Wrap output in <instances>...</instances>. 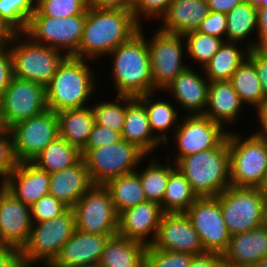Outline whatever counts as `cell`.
<instances>
[{
    "label": "cell",
    "instance_id": "1",
    "mask_svg": "<svg viewBox=\"0 0 267 267\" xmlns=\"http://www.w3.org/2000/svg\"><path fill=\"white\" fill-rule=\"evenodd\" d=\"M140 27L132 10L88 7L83 35L74 57L95 63L130 40Z\"/></svg>",
    "mask_w": 267,
    "mask_h": 267
},
{
    "label": "cell",
    "instance_id": "2",
    "mask_svg": "<svg viewBox=\"0 0 267 267\" xmlns=\"http://www.w3.org/2000/svg\"><path fill=\"white\" fill-rule=\"evenodd\" d=\"M142 26L108 55L112 58L111 80L116 95L138 97L153 92L150 54Z\"/></svg>",
    "mask_w": 267,
    "mask_h": 267
},
{
    "label": "cell",
    "instance_id": "3",
    "mask_svg": "<svg viewBox=\"0 0 267 267\" xmlns=\"http://www.w3.org/2000/svg\"><path fill=\"white\" fill-rule=\"evenodd\" d=\"M88 63L90 64L87 59L74 56L64 58L51 81L45 86L48 109L57 113L92 105L90 101L97 89L98 74L95 75L94 69Z\"/></svg>",
    "mask_w": 267,
    "mask_h": 267
},
{
    "label": "cell",
    "instance_id": "4",
    "mask_svg": "<svg viewBox=\"0 0 267 267\" xmlns=\"http://www.w3.org/2000/svg\"><path fill=\"white\" fill-rule=\"evenodd\" d=\"M175 165L198 197H217L231 186L228 136L219 147L182 157Z\"/></svg>",
    "mask_w": 267,
    "mask_h": 267
},
{
    "label": "cell",
    "instance_id": "5",
    "mask_svg": "<svg viewBox=\"0 0 267 267\" xmlns=\"http://www.w3.org/2000/svg\"><path fill=\"white\" fill-rule=\"evenodd\" d=\"M74 231L75 216L72 208L59 217L33 223L28 243L21 249L23 267H33L39 262L44 264L43 267H49Z\"/></svg>",
    "mask_w": 267,
    "mask_h": 267
},
{
    "label": "cell",
    "instance_id": "6",
    "mask_svg": "<svg viewBox=\"0 0 267 267\" xmlns=\"http://www.w3.org/2000/svg\"><path fill=\"white\" fill-rule=\"evenodd\" d=\"M243 136L240 132L228 133L230 184L258 188L267 164V142L256 132Z\"/></svg>",
    "mask_w": 267,
    "mask_h": 267
},
{
    "label": "cell",
    "instance_id": "7",
    "mask_svg": "<svg viewBox=\"0 0 267 267\" xmlns=\"http://www.w3.org/2000/svg\"><path fill=\"white\" fill-rule=\"evenodd\" d=\"M8 47L12 55L13 76L44 86L51 81L66 57L57 49L34 43L24 33H16Z\"/></svg>",
    "mask_w": 267,
    "mask_h": 267
},
{
    "label": "cell",
    "instance_id": "8",
    "mask_svg": "<svg viewBox=\"0 0 267 267\" xmlns=\"http://www.w3.org/2000/svg\"><path fill=\"white\" fill-rule=\"evenodd\" d=\"M81 154L93 184L102 185L113 178L135 172L143 159L147 160V155L140 148L123 139L113 145L83 148Z\"/></svg>",
    "mask_w": 267,
    "mask_h": 267
},
{
    "label": "cell",
    "instance_id": "9",
    "mask_svg": "<svg viewBox=\"0 0 267 267\" xmlns=\"http://www.w3.org/2000/svg\"><path fill=\"white\" fill-rule=\"evenodd\" d=\"M216 198L231 236L264 225L267 194L260 188L229 186Z\"/></svg>",
    "mask_w": 267,
    "mask_h": 267
},
{
    "label": "cell",
    "instance_id": "10",
    "mask_svg": "<svg viewBox=\"0 0 267 267\" xmlns=\"http://www.w3.org/2000/svg\"><path fill=\"white\" fill-rule=\"evenodd\" d=\"M146 37L151 63L153 92L163 93L166 87L186 68V42L183 35L169 34L157 29ZM148 38V39H147Z\"/></svg>",
    "mask_w": 267,
    "mask_h": 267
},
{
    "label": "cell",
    "instance_id": "11",
    "mask_svg": "<svg viewBox=\"0 0 267 267\" xmlns=\"http://www.w3.org/2000/svg\"><path fill=\"white\" fill-rule=\"evenodd\" d=\"M87 10L66 18L31 16L24 32L34 43L45 45L74 56L83 35Z\"/></svg>",
    "mask_w": 267,
    "mask_h": 267
},
{
    "label": "cell",
    "instance_id": "12",
    "mask_svg": "<svg viewBox=\"0 0 267 267\" xmlns=\"http://www.w3.org/2000/svg\"><path fill=\"white\" fill-rule=\"evenodd\" d=\"M72 210L76 230L89 234L117 235L119 214L104 185L93 184Z\"/></svg>",
    "mask_w": 267,
    "mask_h": 267
},
{
    "label": "cell",
    "instance_id": "13",
    "mask_svg": "<svg viewBox=\"0 0 267 267\" xmlns=\"http://www.w3.org/2000/svg\"><path fill=\"white\" fill-rule=\"evenodd\" d=\"M47 108L45 86L29 80L12 77L0 97V116L4 128L29 119Z\"/></svg>",
    "mask_w": 267,
    "mask_h": 267
},
{
    "label": "cell",
    "instance_id": "14",
    "mask_svg": "<svg viewBox=\"0 0 267 267\" xmlns=\"http://www.w3.org/2000/svg\"><path fill=\"white\" fill-rule=\"evenodd\" d=\"M173 133L177 153L172 162L180 158L219 147L228 136L229 131L203 115H183ZM181 121V122H180Z\"/></svg>",
    "mask_w": 267,
    "mask_h": 267
},
{
    "label": "cell",
    "instance_id": "15",
    "mask_svg": "<svg viewBox=\"0 0 267 267\" xmlns=\"http://www.w3.org/2000/svg\"><path fill=\"white\" fill-rule=\"evenodd\" d=\"M9 129L18 162H32L59 136L58 116L54 111L46 109L38 115L14 124Z\"/></svg>",
    "mask_w": 267,
    "mask_h": 267
},
{
    "label": "cell",
    "instance_id": "16",
    "mask_svg": "<svg viewBox=\"0 0 267 267\" xmlns=\"http://www.w3.org/2000/svg\"><path fill=\"white\" fill-rule=\"evenodd\" d=\"M185 214L198 233L205 251L222 254L227 249L231 234L216 197H198Z\"/></svg>",
    "mask_w": 267,
    "mask_h": 267
},
{
    "label": "cell",
    "instance_id": "17",
    "mask_svg": "<svg viewBox=\"0 0 267 267\" xmlns=\"http://www.w3.org/2000/svg\"><path fill=\"white\" fill-rule=\"evenodd\" d=\"M152 248L193 255L206 252L190 219L185 213H163Z\"/></svg>",
    "mask_w": 267,
    "mask_h": 267
},
{
    "label": "cell",
    "instance_id": "18",
    "mask_svg": "<svg viewBox=\"0 0 267 267\" xmlns=\"http://www.w3.org/2000/svg\"><path fill=\"white\" fill-rule=\"evenodd\" d=\"M30 207L3 188L0 191V244L22 249L30 237Z\"/></svg>",
    "mask_w": 267,
    "mask_h": 267
},
{
    "label": "cell",
    "instance_id": "19",
    "mask_svg": "<svg viewBox=\"0 0 267 267\" xmlns=\"http://www.w3.org/2000/svg\"><path fill=\"white\" fill-rule=\"evenodd\" d=\"M163 211L154 201H145L119 213L117 234L150 245L156 236Z\"/></svg>",
    "mask_w": 267,
    "mask_h": 267
},
{
    "label": "cell",
    "instance_id": "20",
    "mask_svg": "<svg viewBox=\"0 0 267 267\" xmlns=\"http://www.w3.org/2000/svg\"><path fill=\"white\" fill-rule=\"evenodd\" d=\"M190 66L181 72L164 90L174 98V104L188 112L187 115H203L208 103L209 81L203 68L198 73ZM203 71V73H202ZM203 74V75H202Z\"/></svg>",
    "mask_w": 267,
    "mask_h": 267
},
{
    "label": "cell",
    "instance_id": "21",
    "mask_svg": "<svg viewBox=\"0 0 267 267\" xmlns=\"http://www.w3.org/2000/svg\"><path fill=\"white\" fill-rule=\"evenodd\" d=\"M50 174L32 162H21L4 181V188L31 207L49 194Z\"/></svg>",
    "mask_w": 267,
    "mask_h": 267
},
{
    "label": "cell",
    "instance_id": "22",
    "mask_svg": "<svg viewBox=\"0 0 267 267\" xmlns=\"http://www.w3.org/2000/svg\"><path fill=\"white\" fill-rule=\"evenodd\" d=\"M110 237L112 236L83 233L75 229L49 267H77L99 263Z\"/></svg>",
    "mask_w": 267,
    "mask_h": 267
},
{
    "label": "cell",
    "instance_id": "23",
    "mask_svg": "<svg viewBox=\"0 0 267 267\" xmlns=\"http://www.w3.org/2000/svg\"><path fill=\"white\" fill-rule=\"evenodd\" d=\"M244 106L229 80L211 81L203 116L227 128L239 121Z\"/></svg>",
    "mask_w": 267,
    "mask_h": 267
},
{
    "label": "cell",
    "instance_id": "24",
    "mask_svg": "<svg viewBox=\"0 0 267 267\" xmlns=\"http://www.w3.org/2000/svg\"><path fill=\"white\" fill-rule=\"evenodd\" d=\"M210 13L207 0H172L159 19L158 29L169 34L184 35L197 30Z\"/></svg>",
    "mask_w": 267,
    "mask_h": 267
},
{
    "label": "cell",
    "instance_id": "25",
    "mask_svg": "<svg viewBox=\"0 0 267 267\" xmlns=\"http://www.w3.org/2000/svg\"><path fill=\"white\" fill-rule=\"evenodd\" d=\"M93 185L85 161L50 174L49 194L72 208Z\"/></svg>",
    "mask_w": 267,
    "mask_h": 267
},
{
    "label": "cell",
    "instance_id": "26",
    "mask_svg": "<svg viewBox=\"0 0 267 267\" xmlns=\"http://www.w3.org/2000/svg\"><path fill=\"white\" fill-rule=\"evenodd\" d=\"M267 257V226L231 236L222 259L235 265L251 267Z\"/></svg>",
    "mask_w": 267,
    "mask_h": 267
},
{
    "label": "cell",
    "instance_id": "27",
    "mask_svg": "<svg viewBox=\"0 0 267 267\" xmlns=\"http://www.w3.org/2000/svg\"><path fill=\"white\" fill-rule=\"evenodd\" d=\"M123 140L135 144L147 156L163 143L152 133L144 104L134 97L126 105L124 127L121 133Z\"/></svg>",
    "mask_w": 267,
    "mask_h": 267
},
{
    "label": "cell",
    "instance_id": "28",
    "mask_svg": "<svg viewBox=\"0 0 267 267\" xmlns=\"http://www.w3.org/2000/svg\"><path fill=\"white\" fill-rule=\"evenodd\" d=\"M157 92L140 95L137 98L144 104L152 133L165 145L171 144L169 135L178 127L179 110L169 100L155 99ZM154 97V98H153ZM155 99V100H154ZM174 130V131H173ZM171 131V133L169 132ZM169 142V143H168Z\"/></svg>",
    "mask_w": 267,
    "mask_h": 267
},
{
    "label": "cell",
    "instance_id": "29",
    "mask_svg": "<svg viewBox=\"0 0 267 267\" xmlns=\"http://www.w3.org/2000/svg\"><path fill=\"white\" fill-rule=\"evenodd\" d=\"M56 114L59 136L81 151L86 146L95 124V115L91 105L62 110Z\"/></svg>",
    "mask_w": 267,
    "mask_h": 267
},
{
    "label": "cell",
    "instance_id": "30",
    "mask_svg": "<svg viewBox=\"0 0 267 267\" xmlns=\"http://www.w3.org/2000/svg\"><path fill=\"white\" fill-rule=\"evenodd\" d=\"M147 246L120 235L112 236L104 246L101 267H145Z\"/></svg>",
    "mask_w": 267,
    "mask_h": 267
},
{
    "label": "cell",
    "instance_id": "31",
    "mask_svg": "<svg viewBox=\"0 0 267 267\" xmlns=\"http://www.w3.org/2000/svg\"><path fill=\"white\" fill-rule=\"evenodd\" d=\"M257 28L258 10L245 1L227 13L226 42L241 44L245 42V47L254 49L256 39H251L250 36L257 33Z\"/></svg>",
    "mask_w": 267,
    "mask_h": 267
},
{
    "label": "cell",
    "instance_id": "32",
    "mask_svg": "<svg viewBox=\"0 0 267 267\" xmlns=\"http://www.w3.org/2000/svg\"><path fill=\"white\" fill-rule=\"evenodd\" d=\"M245 44L224 42L214 57L203 68L209 82L230 80L237 68L248 58L249 48Z\"/></svg>",
    "mask_w": 267,
    "mask_h": 267
},
{
    "label": "cell",
    "instance_id": "33",
    "mask_svg": "<svg viewBox=\"0 0 267 267\" xmlns=\"http://www.w3.org/2000/svg\"><path fill=\"white\" fill-rule=\"evenodd\" d=\"M104 186L110 193L117 213L147 201L138 173L132 172L107 181Z\"/></svg>",
    "mask_w": 267,
    "mask_h": 267
},
{
    "label": "cell",
    "instance_id": "34",
    "mask_svg": "<svg viewBox=\"0 0 267 267\" xmlns=\"http://www.w3.org/2000/svg\"><path fill=\"white\" fill-rule=\"evenodd\" d=\"M82 158L81 151L58 136L48 144L32 161L49 174L69 168Z\"/></svg>",
    "mask_w": 267,
    "mask_h": 267
},
{
    "label": "cell",
    "instance_id": "35",
    "mask_svg": "<svg viewBox=\"0 0 267 267\" xmlns=\"http://www.w3.org/2000/svg\"><path fill=\"white\" fill-rule=\"evenodd\" d=\"M233 89L237 92L241 102L255 108V112L261 109L267 101L264 99L262 86L254 68L253 62L246 58L237 68L229 80ZM248 104V105H247Z\"/></svg>",
    "mask_w": 267,
    "mask_h": 267
},
{
    "label": "cell",
    "instance_id": "36",
    "mask_svg": "<svg viewBox=\"0 0 267 267\" xmlns=\"http://www.w3.org/2000/svg\"><path fill=\"white\" fill-rule=\"evenodd\" d=\"M151 158L153 159H149L148 165L142 171L137 169L136 172L140 177L147 200L161 204L164 199L169 175L176 168V165L169 158H167L166 164H163L161 159L159 160L157 157Z\"/></svg>",
    "mask_w": 267,
    "mask_h": 267
},
{
    "label": "cell",
    "instance_id": "37",
    "mask_svg": "<svg viewBox=\"0 0 267 267\" xmlns=\"http://www.w3.org/2000/svg\"><path fill=\"white\" fill-rule=\"evenodd\" d=\"M198 198L185 176L175 168L169 175L163 202V213H185Z\"/></svg>",
    "mask_w": 267,
    "mask_h": 267
},
{
    "label": "cell",
    "instance_id": "38",
    "mask_svg": "<svg viewBox=\"0 0 267 267\" xmlns=\"http://www.w3.org/2000/svg\"><path fill=\"white\" fill-rule=\"evenodd\" d=\"M186 42L187 57L196 61L201 68H204L214 57L225 40L215 36L198 32L197 30L183 35ZM202 66V67H201Z\"/></svg>",
    "mask_w": 267,
    "mask_h": 267
},
{
    "label": "cell",
    "instance_id": "39",
    "mask_svg": "<svg viewBox=\"0 0 267 267\" xmlns=\"http://www.w3.org/2000/svg\"><path fill=\"white\" fill-rule=\"evenodd\" d=\"M132 96L116 95L115 100L96 102L91 107L95 115V123L122 133L126 105L133 99Z\"/></svg>",
    "mask_w": 267,
    "mask_h": 267
},
{
    "label": "cell",
    "instance_id": "40",
    "mask_svg": "<svg viewBox=\"0 0 267 267\" xmlns=\"http://www.w3.org/2000/svg\"><path fill=\"white\" fill-rule=\"evenodd\" d=\"M36 10V0H0V17L16 33H24Z\"/></svg>",
    "mask_w": 267,
    "mask_h": 267
},
{
    "label": "cell",
    "instance_id": "41",
    "mask_svg": "<svg viewBox=\"0 0 267 267\" xmlns=\"http://www.w3.org/2000/svg\"><path fill=\"white\" fill-rule=\"evenodd\" d=\"M87 8L86 0H36V10L32 16L66 18L81 15Z\"/></svg>",
    "mask_w": 267,
    "mask_h": 267
},
{
    "label": "cell",
    "instance_id": "42",
    "mask_svg": "<svg viewBox=\"0 0 267 267\" xmlns=\"http://www.w3.org/2000/svg\"><path fill=\"white\" fill-rule=\"evenodd\" d=\"M194 255L186 252L160 250L147 246L145 267H189Z\"/></svg>",
    "mask_w": 267,
    "mask_h": 267
},
{
    "label": "cell",
    "instance_id": "43",
    "mask_svg": "<svg viewBox=\"0 0 267 267\" xmlns=\"http://www.w3.org/2000/svg\"><path fill=\"white\" fill-rule=\"evenodd\" d=\"M69 207L48 194L30 207L32 223L44 222L63 215Z\"/></svg>",
    "mask_w": 267,
    "mask_h": 267
},
{
    "label": "cell",
    "instance_id": "44",
    "mask_svg": "<svg viewBox=\"0 0 267 267\" xmlns=\"http://www.w3.org/2000/svg\"><path fill=\"white\" fill-rule=\"evenodd\" d=\"M18 164L11 131L3 128L0 131V182H4Z\"/></svg>",
    "mask_w": 267,
    "mask_h": 267
},
{
    "label": "cell",
    "instance_id": "45",
    "mask_svg": "<svg viewBox=\"0 0 267 267\" xmlns=\"http://www.w3.org/2000/svg\"><path fill=\"white\" fill-rule=\"evenodd\" d=\"M171 2L172 0H135L131 10L135 19L141 25H144L141 22L143 19L150 20V22L154 21V19L157 20V18L160 19Z\"/></svg>",
    "mask_w": 267,
    "mask_h": 267
},
{
    "label": "cell",
    "instance_id": "46",
    "mask_svg": "<svg viewBox=\"0 0 267 267\" xmlns=\"http://www.w3.org/2000/svg\"><path fill=\"white\" fill-rule=\"evenodd\" d=\"M197 31L218 37L226 42L227 14L210 11L206 18L201 22Z\"/></svg>",
    "mask_w": 267,
    "mask_h": 267
},
{
    "label": "cell",
    "instance_id": "47",
    "mask_svg": "<svg viewBox=\"0 0 267 267\" xmlns=\"http://www.w3.org/2000/svg\"><path fill=\"white\" fill-rule=\"evenodd\" d=\"M122 140L121 133L104 127L97 123L94 124L88 142L84 148H96L105 145H113Z\"/></svg>",
    "mask_w": 267,
    "mask_h": 267
},
{
    "label": "cell",
    "instance_id": "48",
    "mask_svg": "<svg viewBox=\"0 0 267 267\" xmlns=\"http://www.w3.org/2000/svg\"><path fill=\"white\" fill-rule=\"evenodd\" d=\"M248 58L253 62L262 86L264 99L267 101V49H250Z\"/></svg>",
    "mask_w": 267,
    "mask_h": 267
},
{
    "label": "cell",
    "instance_id": "49",
    "mask_svg": "<svg viewBox=\"0 0 267 267\" xmlns=\"http://www.w3.org/2000/svg\"><path fill=\"white\" fill-rule=\"evenodd\" d=\"M13 77V61L8 45L0 46V97Z\"/></svg>",
    "mask_w": 267,
    "mask_h": 267
},
{
    "label": "cell",
    "instance_id": "50",
    "mask_svg": "<svg viewBox=\"0 0 267 267\" xmlns=\"http://www.w3.org/2000/svg\"><path fill=\"white\" fill-rule=\"evenodd\" d=\"M0 267H23L21 263V250L0 244Z\"/></svg>",
    "mask_w": 267,
    "mask_h": 267
},
{
    "label": "cell",
    "instance_id": "51",
    "mask_svg": "<svg viewBox=\"0 0 267 267\" xmlns=\"http://www.w3.org/2000/svg\"><path fill=\"white\" fill-rule=\"evenodd\" d=\"M258 28L256 39L257 49H267V5H261L258 9Z\"/></svg>",
    "mask_w": 267,
    "mask_h": 267
},
{
    "label": "cell",
    "instance_id": "52",
    "mask_svg": "<svg viewBox=\"0 0 267 267\" xmlns=\"http://www.w3.org/2000/svg\"><path fill=\"white\" fill-rule=\"evenodd\" d=\"M222 254L217 252H204L194 255L191 259L189 267H220Z\"/></svg>",
    "mask_w": 267,
    "mask_h": 267
},
{
    "label": "cell",
    "instance_id": "53",
    "mask_svg": "<svg viewBox=\"0 0 267 267\" xmlns=\"http://www.w3.org/2000/svg\"><path fill=\"white\" fill-rule=\"evenodd\" d=\"M135 0H86L92 8H119L131 10Z\"/></svg>",
    "mask_w": 267,
    "mask_h": 267
},
{
    "label": "cell",
    "instance_id": "54",
    "mask_svg": "<svg viewBox=\"0 0 267 267\" xmlns=\"http://www.w3.org/2000/svg\"><path fill=\"white\" fill-rule=\"evenodd\" d=\"M245 0H207L208 7L212 12L227 14Z\"/></svg>",
    "mask_w": 267,
    "mask_h": 267
},
{
    "label": "cell",
    "instance_id": "55",
    "mask_svg": "<svg viewBox=\"0 0 267 267\" xmlns=\"http://www.w3.org/2000/svg\"><path fill=\"white\" fill-rule=\"evenodd\" d=\"M257 122L260 123L258 124V126L260 125V128L257 129L255 127V132L264 140L267 142V103L261 108L259 109L256 114Z\"/></svg>",
    "mask_w": 267,
    "mask_h": 267
},
{
    "label": "cell",
    "instance_id": "56",
    "mask_svg": "<svg viewBox=\"0 0 267 267\" xmlns=\"http://www.w3.org/2000/svg\"><path fill=\"white\" fill-rule=\"evenodd\" d=\"M16 32L0 17V46L10 43Z\"/></svg>",
    "mask_w": 267,
    "mask_h": 267
},
{
    "label": "cell",
    "instance_id": "57",
    "mask_svg": "<svg viewBox=\"0 0 267 267\" xmlns=\"http://www.w3.org/2000/svg\"><path fill=\"white\" fill-rule=\"evenodd\" d=\"M258 188H260L263 193L267 194V164H266L264 176L261 181V185Z\"/></svg>",
    "mask_w": 267,
    "mask_h": 267
},
{
    "label": "cell",
    "instance_id": "58",
    "mask_svg": "<svg viewBox=\"0 0 267 267\" xmlns=\"http://www.w3.org/2000/svg\"><path fill=\"white\" fill-rule=\"evenodd\" d=\"M248 4H250L253 7H256L257 9L261 5H267V0H245Z\"/></svg>",
    "mask_w": 267,
    "mask_h": 267
},
{
    "label": "cell",
    "instance_id": "59",
    "mask_svg": "<svg viewBox=\"0 0 267 267\" xmlns=\"http://www.w3.org/2000/svg\"><path fill=\"white\" fill-rule=\"evenodd\" d=\"M220 267H246V266L235 265V264L229 263L227 261H224L222 259V261L220 262Z\"/></svg>",
    "mask_w": 267,
    "mask_h": 267
},
{
    "label": "cell",
    "instance_id": "60",
    "mask_svg": "<svg viewBox=\"0 0 267 267\" xmlns=\"http://www.w3.org/2000/svg\"><path fill=\"white\" fill-rule=\"evenodd\" d=\"M251 267H267V257L262 259V260H260L259 262L255 263Z\"/></svg>",
    "mask_w": 267,
    "mask_h": 267
},
{
    "label": "cell",
    "instance_id": "61",
    "mask_svg": "<svg viewBox=\"0 0 267 267\" xmlns=\"http://www.w3.org/2000/svg\"><path fill=\"white\" fill-rule=\"evenodd\" d=\"M264 225L267 226V198L265 202Z\"/></svg>",
    "mask_w": 267,
    "mask_h": 267
},
{
    "label": "cell",
    "instance_id": "62",
    "mask_svg": "<svg viewBox=\"0 0 267 267\" xmlns=\"http://www.w3.org/2000/svg\"><path fill=\"white\" fill-rule=\"evenodd\" d=\"M77 267H101V265L99 263H96V264L82 265Z\"/></svg>",
    "mask_w": 267,
    "mask_h": 267
},
{
    "label": "cell",
    "instance_id": "63",
    "mask_svg": "<svg viewBox=\"0 0 267 267\" xmlns=\"http://www.w3.org/2000/svg\"><path fill=\"white\" fill-rule=\"evenodd\" d=\"M3 128H4V126H3V123H2V121H1V116H0V131H1Z\"/></svg>",
    "mask_w": 267,
    "mask_h": 267
},
{
    "label": "cell",
    "instance_id": "64",
    "mask_svg": "<svg viewBox=\"0 0 267 267\" xmlns=\"http://www.w3.org/2000/svg\"><path fill=\"white\" fill-rule=\"evenodd\" d=\"M4 188V182H0V191Z\"/></svg>",
    "mask_w": 267,
    "mask_h": 267
}]
</instances>
